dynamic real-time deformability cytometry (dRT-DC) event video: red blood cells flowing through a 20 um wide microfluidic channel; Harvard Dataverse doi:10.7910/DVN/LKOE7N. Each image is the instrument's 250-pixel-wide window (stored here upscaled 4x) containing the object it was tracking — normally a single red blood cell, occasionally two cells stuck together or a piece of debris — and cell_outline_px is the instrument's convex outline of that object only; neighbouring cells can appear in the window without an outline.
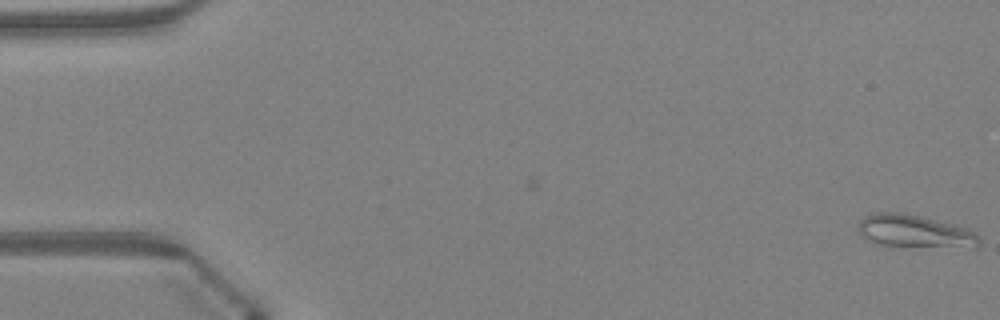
{"species": "Egyptian fruit bat (a non-hibernating species)", "species_latin": "Rousettus aegyptiacus", "temperature_condition": "warm", "stored_images_in_passage": 5, "camera_frame_rate_fps": 3000, "um_per_image_px": 0.085, "animal": {"sex": "female"}, "frame": {"image": 1, "passage_image": 5, "time_ms": 1.333, "image_size_px": [1000, 320], "cell_outline_px": [[980, 244], [976, 248], [888, 248], [868, 240], [860, 236], [860, 220], [864, 216], [876, 212], [900, 212], [952, 224], [968, 228], [976, 232], [980, 236]], "centroid_in_image_um": [77.79, 19.73], "position_along_channel_um": 7.2, "area_um2": 24.1}}